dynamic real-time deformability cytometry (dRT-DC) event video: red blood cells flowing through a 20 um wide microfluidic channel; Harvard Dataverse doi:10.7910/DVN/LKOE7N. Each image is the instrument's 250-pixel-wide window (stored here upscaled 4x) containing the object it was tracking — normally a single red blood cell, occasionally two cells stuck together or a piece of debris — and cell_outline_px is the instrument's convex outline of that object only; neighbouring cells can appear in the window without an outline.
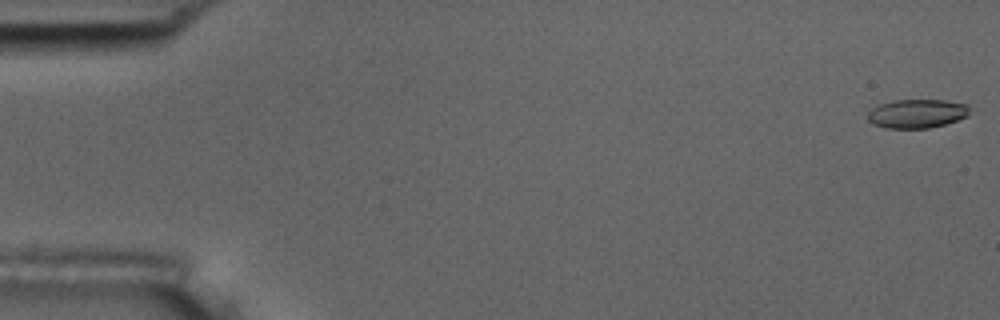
{"species": "common noctule bat (a hibernating species)", "species_latin": "Nyctalus noctula", "temperature_condition": "room temperature", "stored_images_in_passage": 56, "camera_frame_rate_fps": 3000, "um_per_image_px": 0.085, "animal": {"sex": "male", "body_mass_g": 17.5, "forearm_length_mm": 52.3}, "frame": {"image": 1, "passage_image": 1, "time_ms": 0.0, "image_size_px": [1000, 320], "cell_outline_px": [[968, 116], [944, 124], [928, 128], [888, 128], [872, 124], [868, 120], [868, 112], [872, 108], [880, 104], [896, 100], [944, 100], [968, 104]], "centroid_in_image_um": [77.93, 9.65], "position_along_channel_um": 7.1, "area_um2": 16.99}}
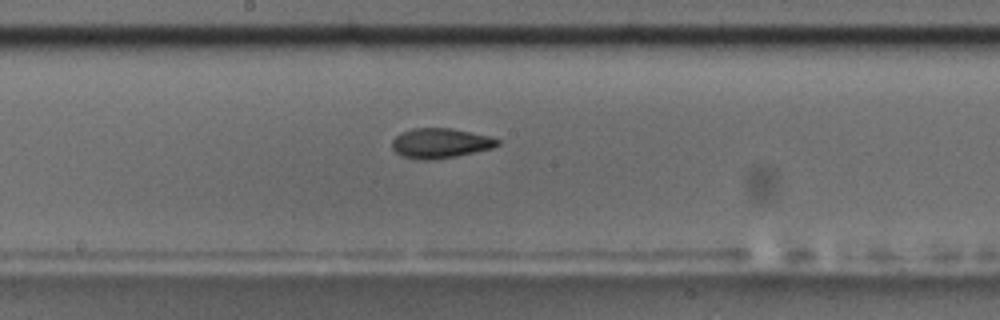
{"frame": {"image": 2, "passage_image": 30, "time_ms": 9.667, "image_size_px": [1000, 320], "cell_outline_px": [[500, 144], [492, 148], [456, 156], [436, 160], [416, 160], [404, 156], [396, 152], [392, 148], [392, 140], [396, 136], [412, 128], [452, 128], [488, 136], [500, 140]], "centroid_in_image_um": [37.42, 12.18], "position_along_channel_um": 210.8, "area_um2": 18.32}}
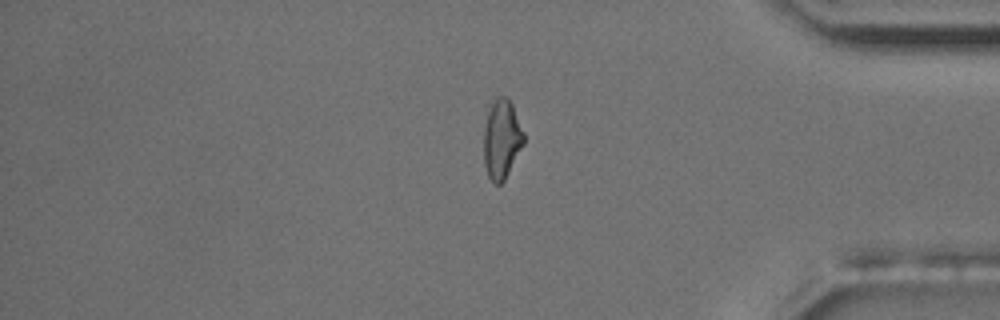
{"frame": {"image": 3, "passage_image": 47, "time_ms": 15.333, "image_size_px": [1000, 320], "cell_outline_px": [[524, 144], [504, 180], [500, 184], [496, 184], [488, 176], [484, 164], [484, 128], [488, 112], [492, 100], [496, 96], [508, 96], [512, 104], [524, 132]], "centroid_in_image_um": [42.65, 11.79], "position_along_channel_um": 392.6, "area_um2": 18.5}, "authors_computed_cell_mechanics": {"area_um2": 18.3226, "velocity_mm_per_s": 3.6259, "shape_relaxation_time_tau1_ms": 5.8208, "shape_relaxation_time_tau2_ms": 3.9634, "deformation_change_tau1": 0.1552, "deformation_change_tau2": 0.1067}}